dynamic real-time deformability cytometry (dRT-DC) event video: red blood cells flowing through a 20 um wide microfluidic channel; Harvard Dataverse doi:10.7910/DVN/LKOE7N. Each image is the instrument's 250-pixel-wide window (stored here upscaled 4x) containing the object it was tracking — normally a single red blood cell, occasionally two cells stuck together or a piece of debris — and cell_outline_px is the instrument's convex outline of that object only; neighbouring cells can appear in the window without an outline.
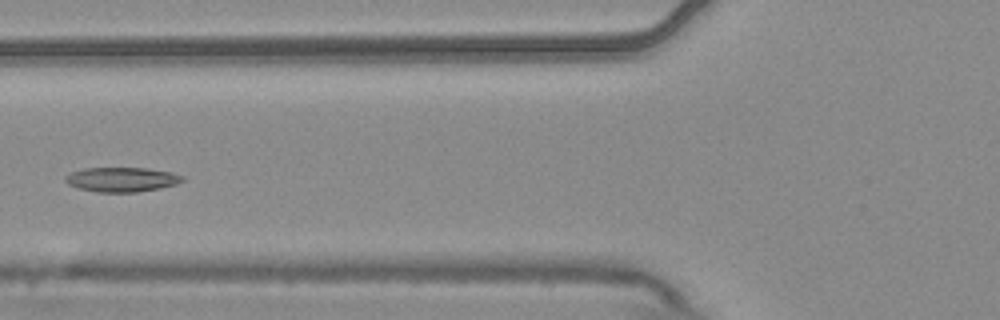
{"species": "common noctule bat (a hibernating species)", "species_latin": "Nyctalus noctula", "temperature_condition": "warm", "stored_images_in_passage": 6, "camera_frame_rate_fps": 3000, "um_per_image_px": 0.085, "animal": {"sex": "male", "body_mass_g": 20.4}, "frame": {"image": 1, "passage_image": 6, "time_ms": 1.667, "image_size_px": [1000, 320], "cell_outline_px": [[184, 180], [176, 184], [160, 188], [136, 192], [96, 192], [80, 188], [68, 184], [64, 180], [64, 176], [72, 172], [84, 168], [148, 168], [172, 172], [184, 176]], "centroid_in_image_um": [10.36, 15.25], "position_along_channel_um": 115.4, "area_um2": 16.76}}